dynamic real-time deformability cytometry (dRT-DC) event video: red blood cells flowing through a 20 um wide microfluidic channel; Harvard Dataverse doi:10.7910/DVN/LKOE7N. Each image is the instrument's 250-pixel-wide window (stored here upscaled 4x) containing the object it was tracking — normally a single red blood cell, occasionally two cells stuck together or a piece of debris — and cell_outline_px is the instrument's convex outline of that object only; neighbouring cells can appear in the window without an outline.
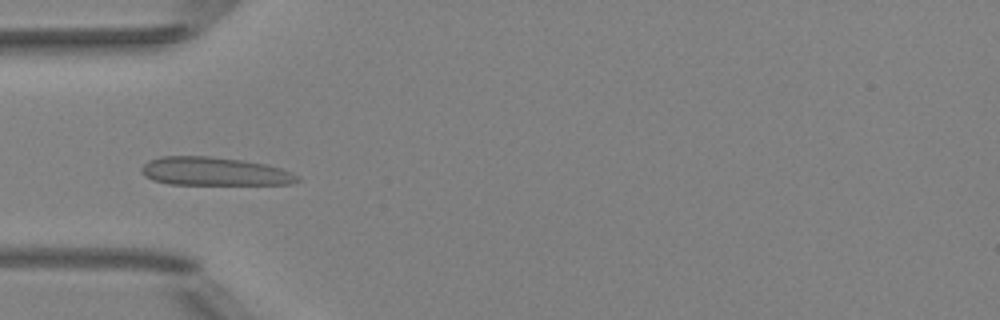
{"species": "Egyptian fruit bat (a non-hibernating species)", "species_latin": "Rousettus aegyptiacus", "temperature_condition": "room temperature", "stored_images_in_passage": 51, "camera_frame_rate_fps": 3000, "um_per_image_px": 0.085, "animal": {"sex": "female"}, "frame": {"image": 1, "passage_image": 16, "time_ms": 5.0, "image_size_px": [1000, 320], "cell_outline_px": [[300, 180], [292, 184], [168, 184], [152, 180], [144, 176], [140, 172], [140, 168], [148, 160], [160, 156], [212, 156], [244, 160], [268, 164], [292, 172], [300, 176]], "centroid_in_image_um": [18.21, 14.56], "position_along_channel_um": 66.8, "area_um2": 26.13}}
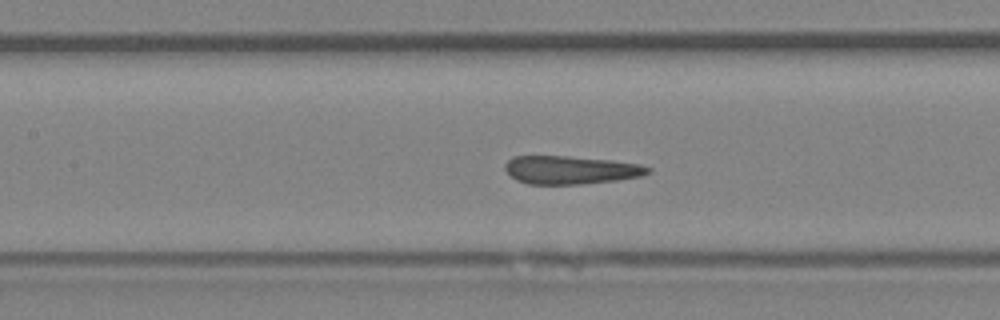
{"frame": {"image": 2, "passage_image": 23, "time_ms": 7.333, "image_size_px": [1000, 320], "cell_outline_px": [[652, 172], [640, 176], [620, 180], [580, 184], [528, 184], [516, 180], [504, 168], [504, 164], [512, 156], [568, 156], [612, 160], [640, 164], [652, 168]], "centroid_in_image_um": [48.53, 14.44], "position_along_channel_um": 158.9, "area_um2": 23.64}}
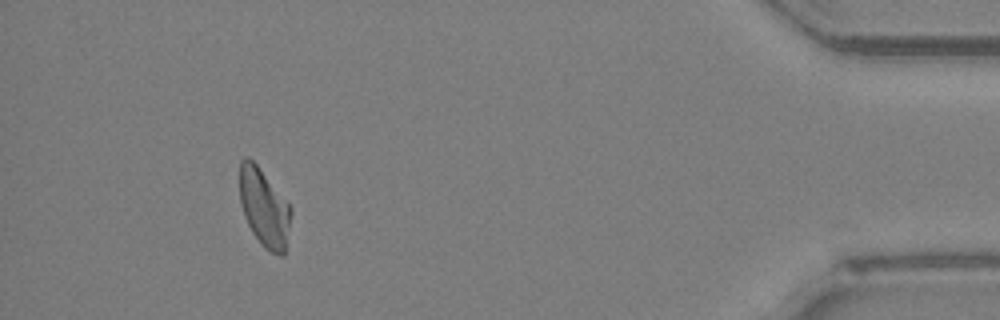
{"frame": {"image": 3, "passage_image": 47, "time_ms": 15.333, "image_size_px": [1000, 320], "cell_outline_px": [[292, 212], [284, 256], [280, 256], [264, 248], [260, 244], [252, 232], [244, 216], [240, 204], [240, 160], [244, 156], [248, 156], [256, 164], [292, 208]], "centroid_in_image_um": [22.44, 17.68], "position_along_channel_um": 412.8, "area_um2": 23.24}, "authors_computed_cell_mechanics": {"area_um2": 24.276, "velocity_mm_per_s": 3.9777, "shape_relaxation_time_tau1_ms": null, "shape_relaxation_time_tau2_ms": 2.0494, "deformation_change_tau1": null, "deformation_change_tau2": 0.0881}}